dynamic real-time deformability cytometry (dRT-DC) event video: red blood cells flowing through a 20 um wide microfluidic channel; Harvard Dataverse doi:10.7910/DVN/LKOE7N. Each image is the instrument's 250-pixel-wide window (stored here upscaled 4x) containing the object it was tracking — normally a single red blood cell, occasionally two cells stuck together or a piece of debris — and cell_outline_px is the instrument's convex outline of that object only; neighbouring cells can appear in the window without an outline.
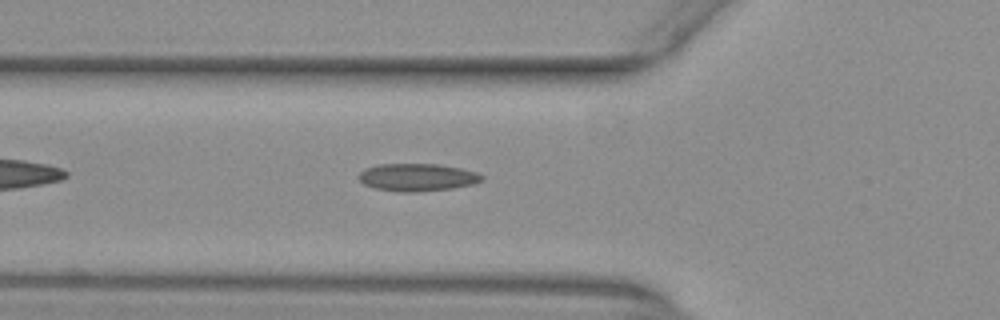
{"species": "common noctule bat (a hibernating species)", "species_latin": "Nyctalus noctula", "temperature_condition": "warm", "stored_images_in_passage": 35, "camera_frame_rate_fps": 3000, "um_per_image_px": 0.085, "animal": {"sex": "female", "body_mass_g": 29.2, "forearm_length_mm": 56.3}, "frame": {"image": 1, "passage_image": 6, "time_ms": 1.667, "image_size_px": [1000, 320], "cell_outline_px": [[484, 180], [472, 184], [452, 188], [416, 192], [400, 192], [372, 188], [364, 184], [360, 180], [360, 172], [364, 168], [380, 164], [436, 164], [460, 168], [476, 172], [484, 176]], "centroid_in_image_um": [35.46, 15.07], "position_along_channel_um": 90.3, "area_um2": 19.77}}
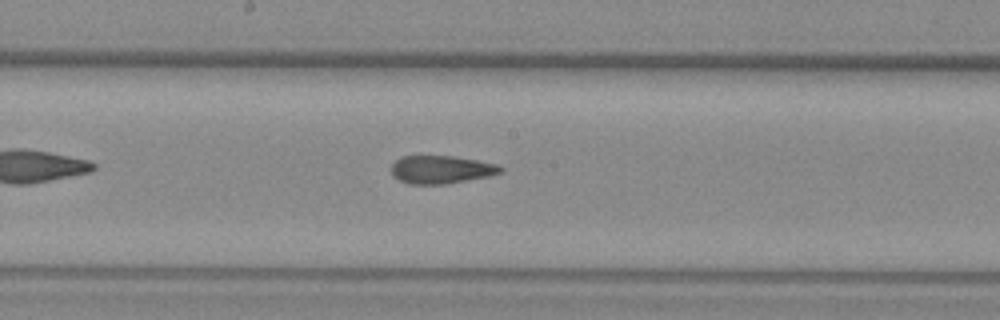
{"frame": {"image": 2, "passage_image": 15, "time_ms": 4.667, "image_size_px": [1000, 320], "cell_outline_px": [[504, 168], [500, 172], [488, 176], [444, 184], [408, 184], [392, 176], [392, 164], [396, 160], [404, 156], [452, 156], [476, 160], [496, 164]], "centroid_in_image_um": [37.47, 14.41], "position_along_channel_um": 210.7, "area_um2": 17.57}}
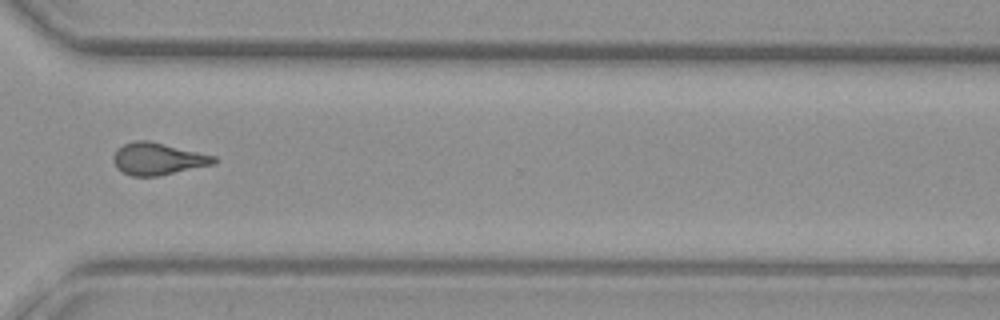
{"frame": {"image": 3, "passage_image": 26, "time_ms": 8.333, "image_size_px": [1000, 320], "cell_outline_px": [[216, 160], [212, 164], [160, 176], [132, 176], [116, 168], [112, 160], [112, 156], [124, 144], [136, 140], [148, 140], [216, 156]], "centroid_in_image_um": [13.39, 13.5], "position_along_channel_um": 357.2, "area_um2": 18.61}, "authors_computed_cell_mechanics": {"area_um2": 18.496, "velocity_mm_per_s": 3.9978, "shape_relaxation_time_tau1_ms": null, "shape_relaxation_time_tau2_ms": 2.1921, "deformation_change_tau1": null, "deformation_change_tau2": 0.1014}}